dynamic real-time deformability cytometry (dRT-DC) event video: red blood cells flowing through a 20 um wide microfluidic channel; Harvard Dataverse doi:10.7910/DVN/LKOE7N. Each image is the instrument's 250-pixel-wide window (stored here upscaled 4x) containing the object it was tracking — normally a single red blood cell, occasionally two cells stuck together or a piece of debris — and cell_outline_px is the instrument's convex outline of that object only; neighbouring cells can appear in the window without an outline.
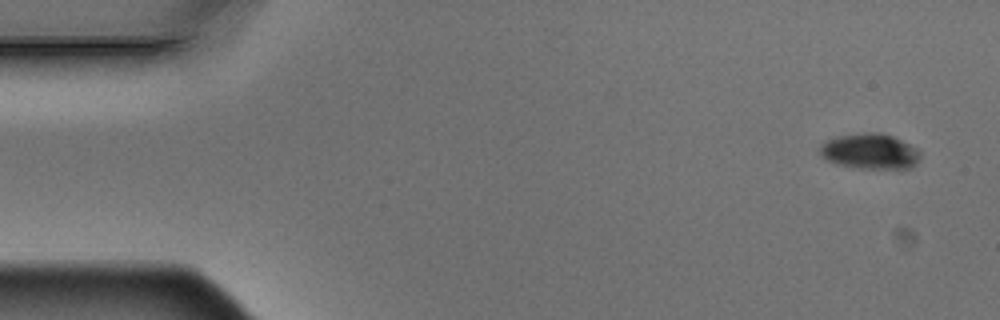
{"species": "Egyptian fruit bat (a non-hibernating species)", "species_latin": "Rousettus aegyptiacus", "temperature_condition": "warm", "stored_images_in_passage": 7, "camera_frame_rate_fps": 3000, "um_per_image_px": 0.085, "animal": {"sex": "male"}, "frame": {"image": 1, "passage_image": 1, "time_ms": 0.0, "image_size_px": [1000, 320], "cell_outline_px": [[920, 156], [916, 164], [912, 168], [860, 168], [836, 164], [820, 156], [820, 144], [836, 136], [864, 132], [880, 132], [892, 136], [916, 148], [920, 152]], "centroid_in_image_um": [73.93, 12.86], "position_along_channel_um": 11.1, "area_um2": 20.69}}
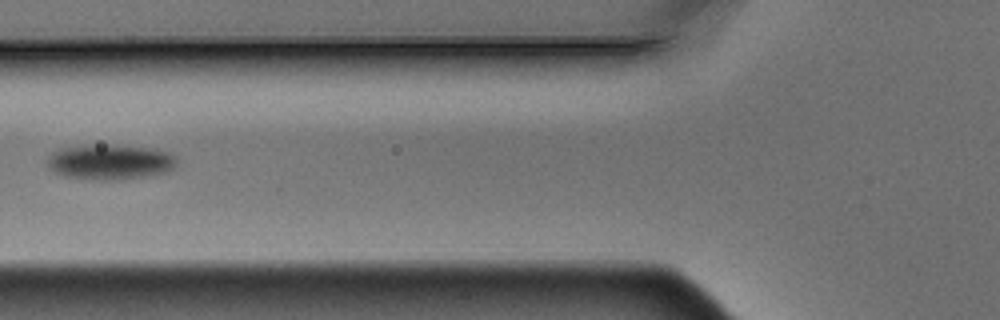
{"frame": {"image": 2, "passage_image": 6, "time_ms": 1.667, "image_size_px": [1000, 320], "cell_outline_px": [[176, 164], [168, 172], [148, 176], [124, 180], [92, 180], [64, 176], [56, 172], [48, 164], [48, 160], [52, 152], [64, 148], [156, 148], [168, 152], [176, 156]], "centroid_in_image_um": [9.44, 13.85], "position_along_channel_um": 116.4, "area_um2": 25.32}}
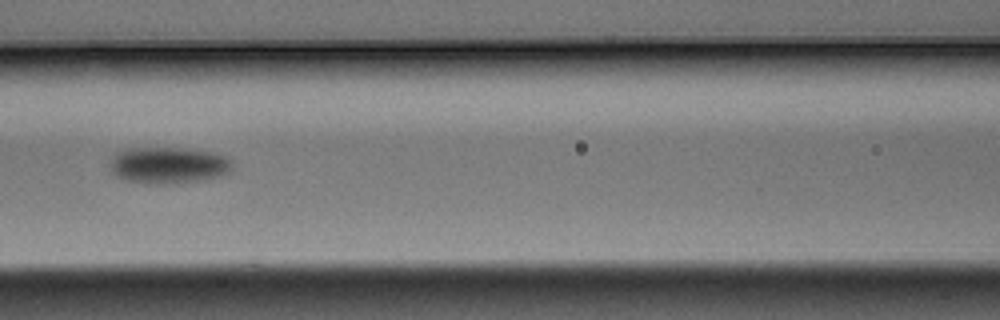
{"frame": {"image": 3, "passage_image": 7, "time_ms": 2.0, "image_size_px": [1000, 320], "cell_outline_px": [[232, 168], [228, 172], [220, 176], [176, 184], [148, 184], [128, 180], [116, 176], [112, 172], [108, 164], [112, 156], [116, 152], [132, 148], [172, 148], [208, 152], [224, 156], [232, 160]], "centroid_in_image_um": [14.26, 14.06], "position_along_channel_um": 152.3, "area_um2": 25.89}}